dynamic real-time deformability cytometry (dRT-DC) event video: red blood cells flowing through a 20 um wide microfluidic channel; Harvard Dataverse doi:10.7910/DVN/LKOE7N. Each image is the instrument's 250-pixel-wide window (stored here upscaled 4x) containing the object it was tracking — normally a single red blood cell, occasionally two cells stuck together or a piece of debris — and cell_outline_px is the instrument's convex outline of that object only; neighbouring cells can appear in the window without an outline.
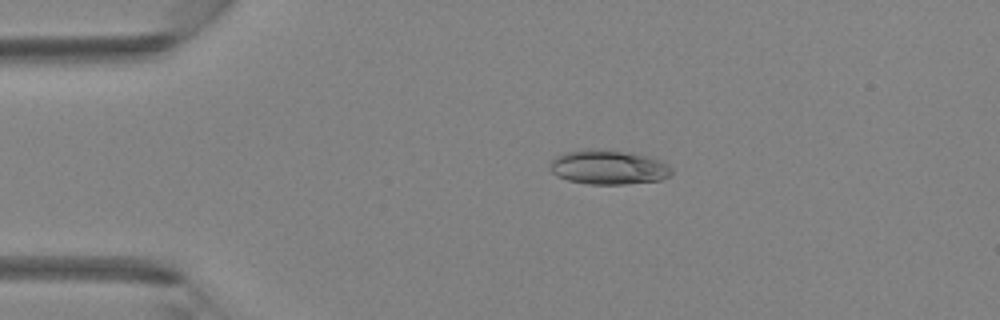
{"species": "Egyptian fruit bat (a non-hibernating species)", "species_latin": "Rousettus aegyptiacus", "temperature_condition": "room temperature", "stored_images_in_passage": 3, "camera_frame_rate_fps": 3000, "um_per_image_px": 0.085, "animal": {"sex": "female"}, "frame": {"image": 1, "passage_image": 3, "time_ms": 0.667, "image_size_px": [1000, 320], "cell_outline_px": [[672, 172], [668, 176], [660, 180], [624, 184], [588, 184], [568, 180], [556, 176], [548, 168], [548, 164], [556, 156], [564, 152], [624, 152], [648, 156], [664, 160], [672, 168]], "centroid_in_image_um": [51.74, 14.26], "position_along_channel_um": 33.3, "area_um2": 23.7}}